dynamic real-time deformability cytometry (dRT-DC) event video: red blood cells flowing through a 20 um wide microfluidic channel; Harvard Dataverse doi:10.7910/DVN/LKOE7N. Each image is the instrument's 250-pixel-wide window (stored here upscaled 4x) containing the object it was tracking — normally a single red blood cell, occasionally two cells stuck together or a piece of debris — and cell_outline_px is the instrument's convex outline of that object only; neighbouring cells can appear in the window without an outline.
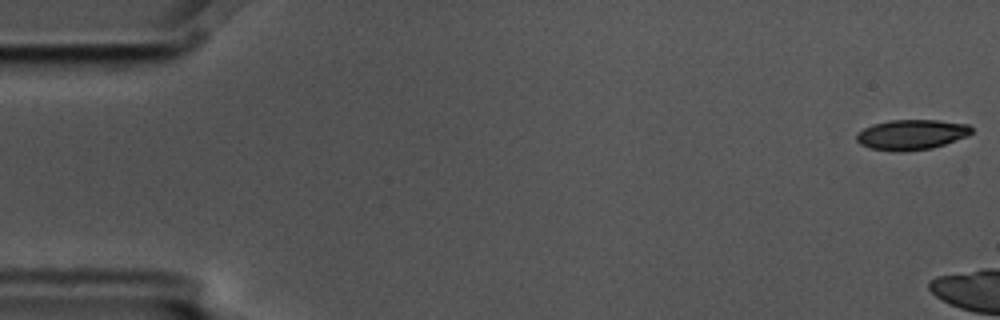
{"species": "common noctule bat (a hibernating species)", "species_latin": "Nyctalus noctula", "temperature_condition": "cold", "stored_images_in_passage": 3, "camera_frame_rate_fps": 3000, "um_per_image_px": 0.085, "animal": {"sex": "male", "body_mass_g": 17.5, "forearm_length_mm": 52.3}, "frame": {"image": 1, "passage_image": 1, "time_ms": 0.0, "image_size_px": [1000, 320], "cell_outline_px": [[972, 132], [968, 136], [932, 148], [900, 152], [872, 148], [860, 144], [856, 140], [856, 132], [872, 124], [888, 120], [936, 120], [968, 124], [972, 128]], "centroid_in_image_um": [77.46, 11.43], "position_along_channel_um": 7.5, "area_um2": 20.23}}